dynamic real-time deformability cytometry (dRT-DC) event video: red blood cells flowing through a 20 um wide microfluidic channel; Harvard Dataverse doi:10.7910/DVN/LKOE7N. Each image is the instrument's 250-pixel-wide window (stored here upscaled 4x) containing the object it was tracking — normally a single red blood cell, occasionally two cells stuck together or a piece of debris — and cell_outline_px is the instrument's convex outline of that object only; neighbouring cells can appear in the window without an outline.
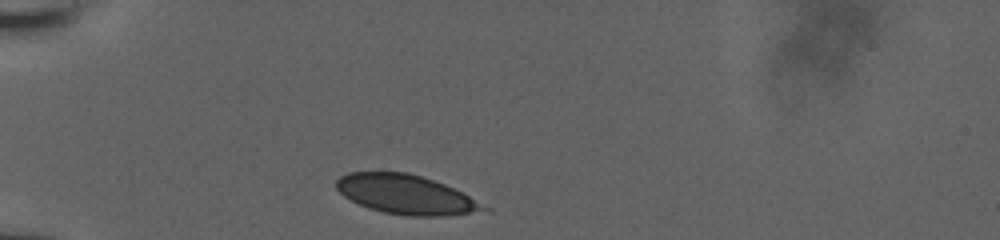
{"species": "human", "species_latin": "Homo sapiens", "temperature_condition": "room temperature", "stored_images_in_passage": 31, "camera_frame_rate_fps": 3000, "um_per_image_px": 0.085, "donor": {"sex": "male"}, "frame": {"image": 1, "passage_image": 1, "time_ms": 0.0, "image_size_px": [1000, 240], "cell_outline_px": [[492, 212], [440, 216], [404, 216], [384, 212], [368, 208], [344, 196], [336, 188], [336, 180], [340, 176], [348, 172], [408, 172], [444, 184], [492, 208]], "centroid_in_image_um": [34.55, 16.55], "position_along_channel_um": 50.4, "area_um2": 33.87}}
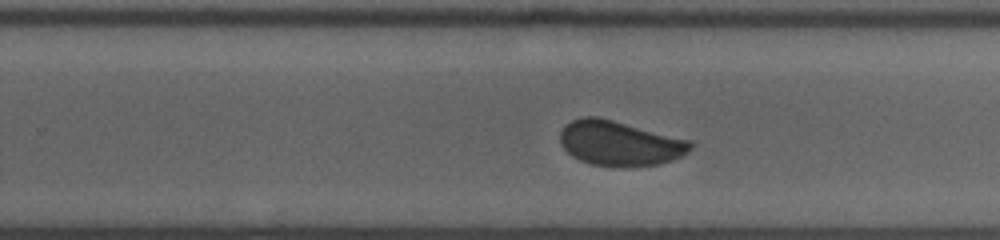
{"frame": {"image": 2, "passage_image": 16, "time_ms": 6.667, "image_size_px": [1000, 240], "cell_outline_px": [[696, 144], [688, 152], [672, 160], [660, 164], [592, 164], [580, 160], [572, 156], [560, 144], [560, 132], [564, 124], [580, 116], [596, 116], [692, 140]], "centroid_in_image_um": [52.67, 12.13], "position_along_channel_um": 277.1, "area_um2": 33.52}}
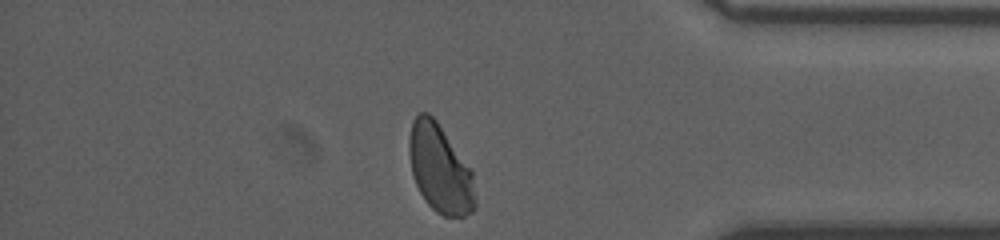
{"frame": {"image": 3, "passage_image": 31, "time_ms": 10.333, "image_size_px": [1000, 240], "cell_outline_px": [[476, 204], [472, 212], [464, 216], [444, 216], [436, 212], [424, 200], [416, 184], [412, 172], [408, 152], [408, 140], [412, 120], [420, 112], [428, 112], [436, 120], [472, 172]], "centroid_in_image_um": [37.37, 14.35], "position_along_channel_um": 397.8, "area_um2": 33.7}, "authors_computed_cell_mechanics": {"area_um2": 34.5066, "velocity_mm_per_s": 3.8214, "shape_relaxation_time_tau1_ms": 3.5608, "shape_relaxation_time_tau2_ms": null, "deformation_change_tau1": 0.0844, "deformation_change_tau2": null}}